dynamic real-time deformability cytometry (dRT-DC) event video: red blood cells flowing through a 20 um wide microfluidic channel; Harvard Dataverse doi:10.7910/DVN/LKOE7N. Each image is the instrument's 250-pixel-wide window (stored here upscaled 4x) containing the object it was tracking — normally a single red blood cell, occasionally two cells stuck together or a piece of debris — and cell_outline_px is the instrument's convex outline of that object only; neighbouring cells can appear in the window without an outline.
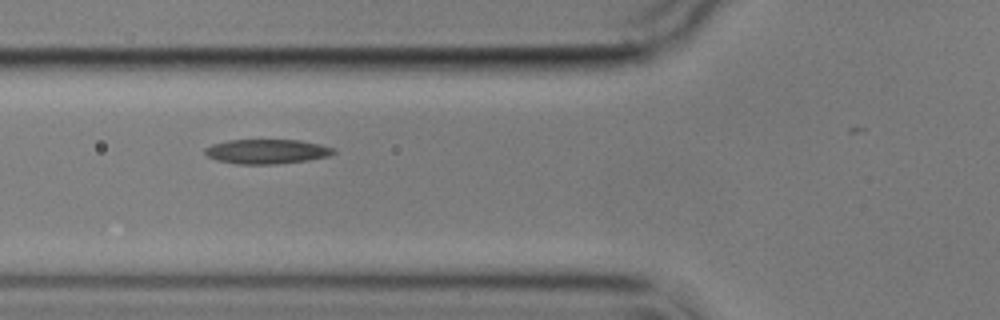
{"species": "common noctule bat (a hibernating species)", "species_latin": "Nyctalus noctula", "temperature_condition": "cold", "stored_images_in_passage": 9, "camera_frame_rate_fps": 3000, "um_per_image_px": 0.085, "animal": {"sex": "male", "body_mass_g": 17.9}, "frame": {"image": 1, "passage_image": 6, "time_ms": 6.0, "image_size_px": [1000, 320], "cell_outline_px": [[336, 152], [328, 156], [308, 160], [276, 164], [240, 164], [216, 160], [208, 156], [204, 152], [204, 148], [212, 144], [228, 140], [300, 140], [320, 144], [336, 148]], "centroid_in_image_um": [22.69, 12.87], "position_along_channel_um": 103.1, "area_um2": 18.44}}
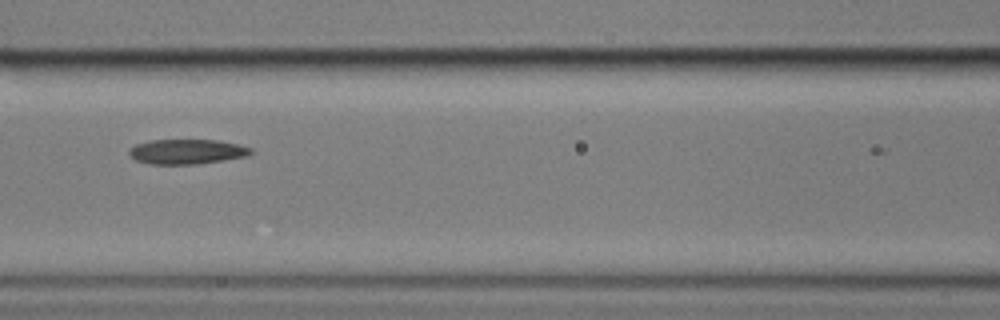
{"frame": {"image": 2, "passage_image": 7, "time_ms": 7.333, "image_size_px": [1000, 320], "cell_outline_px": [[252, 152], [248, 156], [224, 160], [196, 164], [148, 164], [136, 160], [128, 152], [128, 148], [136, 144], [152, 140], [220, 140], [240, 144], [252, 148]], "centroid_in_image_um": [15.9, 12.88], "position_along_channel_um": 150.7, "area_um2": 17.74}}
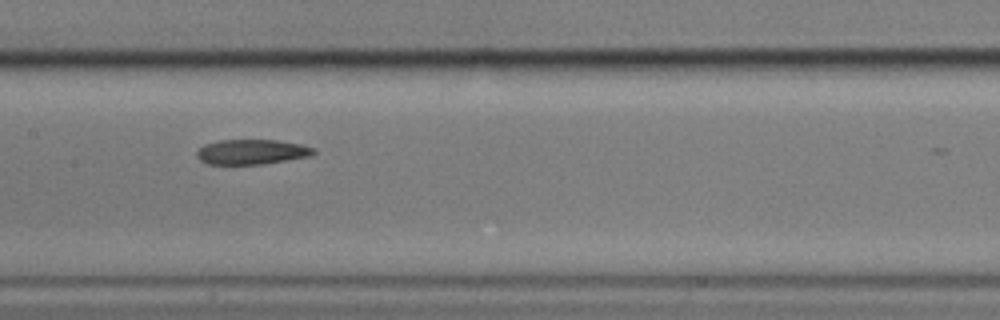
{"frame": {"image": 3, "passage_image": 8, "time_ms": 8.333, "image_size_px": [1000, 320], "cell_outline_px": [[316, 152], [308, 156], [260, 164], [208, 164], [200, 160], [196, 156], [196, 152], [204, 144], [220, 140], [276, 140], [300, 144], [316, 148]], "centroid_in_image_um": [21.36, 12.9], "position_along_channel_um": 186.0, "area_um2": 16.82}}